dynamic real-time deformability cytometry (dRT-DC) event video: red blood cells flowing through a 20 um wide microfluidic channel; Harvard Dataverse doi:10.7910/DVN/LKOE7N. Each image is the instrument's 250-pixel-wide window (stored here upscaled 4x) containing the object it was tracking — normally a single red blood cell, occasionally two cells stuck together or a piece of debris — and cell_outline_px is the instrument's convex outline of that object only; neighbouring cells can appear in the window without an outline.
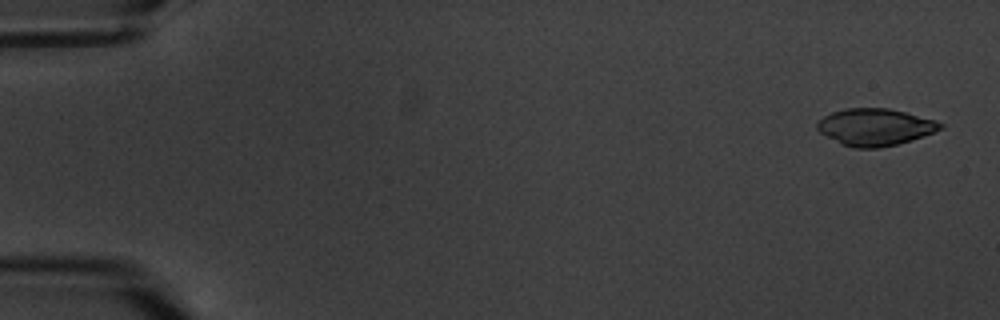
{"species": "common noctule bat (a hibernating species)", "species_latin": "Nyctalus noctula", "temperature_condition": "warm", "stored_images_in_passage": 8, "camera_frame_rate_fps": 3000, "um_per_image_px": 0.085, "animal": {"sex": "male", "body_mass_g": 20.1, "forearm_length_mm": 53.5}, "frame": {"image": 1, "passage_image": 1, "time_ms": 0.0, "image_size_px": [1000, 320], "cell_outline_px": [[944, 128], [912, 140], [896, 144], [876, 148], [852, 148], [820, 132], [816, 128], [816, 124], [824, 116], [832, 112], [844, 108], [888, 108], [936, 120], [944, 124]], "centroid_in_image_um": [74.4, 10.79], "position_along_channel_um": 10.6, "area_um2": 26.3}}
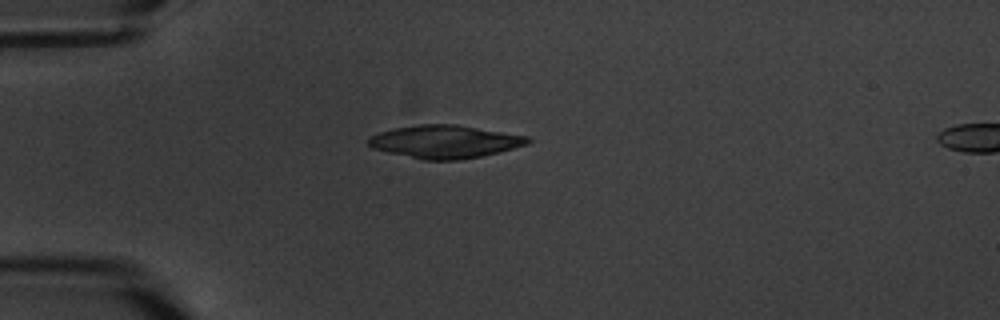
{"frame": {"image": 2, "passage_image": 5, "time_ms": 4.667, "image_size_px": [1000, 320], "cell_outline_px": [[532, 140], [528, 144], [480, 156], [460, 160], [424, 160], [388, 152], [372, 148], [368, 144], [368, 140], [372, 136], [380, 132], [392, 128], [420, 124], [456, 124], [528, 136]], "centroid_in_image_um": [37.81, 12.03], "position_along_channel_um": 47.2, "area_um2": 30.35}}